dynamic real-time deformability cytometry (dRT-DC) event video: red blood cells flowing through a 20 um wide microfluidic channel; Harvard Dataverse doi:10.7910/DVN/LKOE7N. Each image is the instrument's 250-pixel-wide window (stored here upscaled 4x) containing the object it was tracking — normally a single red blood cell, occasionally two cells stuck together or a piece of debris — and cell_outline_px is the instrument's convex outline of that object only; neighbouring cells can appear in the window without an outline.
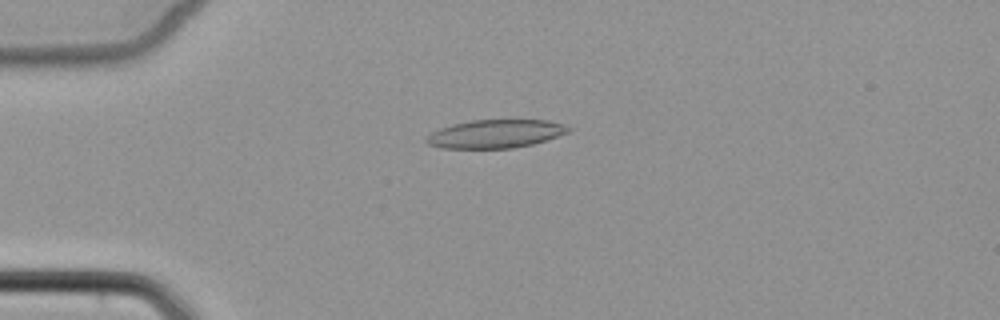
{"species": "common noctule bat (a hibernating species)", "species_latin": "Nyctalus noctula", "temperature_condition": "cold", "stored_images_in_passage": 2, "camera_frame_rate_fps": 3000, "um_per_image_px": 0.085, "animal": {"sex": "female", "body_mass_g": 22.7, "forearm_length_mm": 54.2}, "frame": {"image": 1, "passage_image": 1, "time_ms": 0.0, "image_size_px": [1000, 320], "cell_outline_px": [[572, 128], [568, 132], [532, 144], [512, 148], [440, 148], [428, 144], [424, 140], [432, 132], [440, 128], [452, 124], [472, 120], [548, 120], [564, 124]], "centroid_in_image_um": [42.09, 11.37], "position_along_channel_um": 42.9, "area_um2": 23.29}}